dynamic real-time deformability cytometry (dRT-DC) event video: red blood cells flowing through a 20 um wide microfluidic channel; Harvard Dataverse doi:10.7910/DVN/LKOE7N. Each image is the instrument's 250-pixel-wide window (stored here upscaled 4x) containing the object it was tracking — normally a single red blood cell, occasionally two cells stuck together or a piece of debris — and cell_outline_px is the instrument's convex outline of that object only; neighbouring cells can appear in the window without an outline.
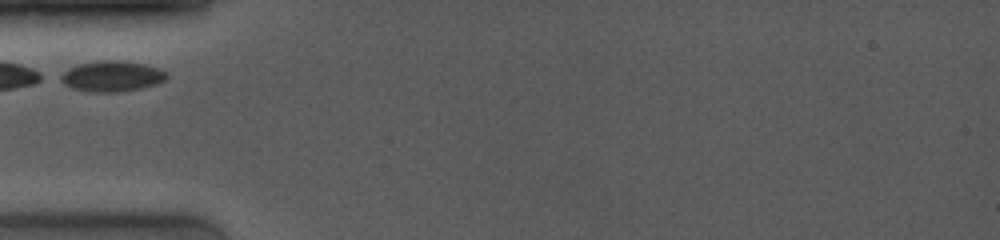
{"species": "common noctule bat (a hibernating species)", "species_latin": "Nyctalus noctula", "temperature_condition": "room temperature", "stored_images_in_passage": 21, "camera_frame_rate_fps": 4000, "um_per_image_px": 0.085, "animal": {"sex": "female", "body_mass_g": 19.0, "forearm_length_mm": 53.3}, "frame": {"image": 1, "passage_image": 1, "time_ms": 0.0, "image_size_px": [1000, 240], "cell_outline_px": [[168, 76], [164, 80], [156, 84], [140, 88], [120, 92], [92, 92], [72, 88], [56, 80], [56, 76], [68, 68], [80, 64], [104, 60], [116, 60], [144, 64], [160, 68], [168, 72]], "centroid_in_image_um": [9.46, 6.48], "position_along_channel_um": 75.5, "area_um2": 19.13}}
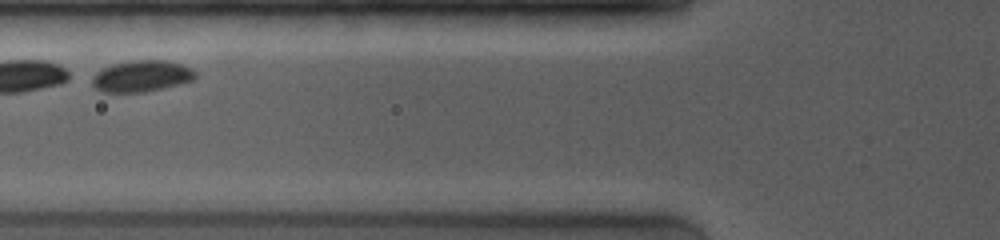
{"frame": {"image": 2, "passage_image": 4, "time_ms": 1.0, "image_size_px": [1000, 240], "cell_outline_px": [[196, 76], [192, 80], [180, 84], [144, 92], [100, 92], [92, 84], [92, 76], [96, 72], [112, 64], [132, 60], [168, 60], [192, 68], [196, 72]], "centroid_in_image_um": [12.03, 6.46], "position_along_channel_um": 113.8, "area_um2": 18.9}}